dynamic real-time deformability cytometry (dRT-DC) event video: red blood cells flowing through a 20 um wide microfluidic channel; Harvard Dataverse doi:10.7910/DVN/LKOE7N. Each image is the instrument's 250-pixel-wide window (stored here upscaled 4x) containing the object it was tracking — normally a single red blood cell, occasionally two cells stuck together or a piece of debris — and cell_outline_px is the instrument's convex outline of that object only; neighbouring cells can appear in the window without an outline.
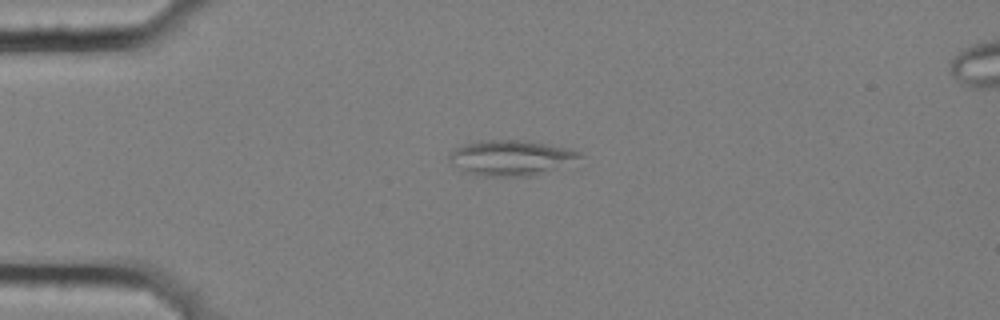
{"species": "common noctule bat (a hibernating species)", "species_latin": "Nyctalus noctula", "temperature_condition": "cold", "stored_images_in_passage": 37, "camera_frame_rate_fps": 3000, "um_per_image_px": 0.085, "animal": {"sex": "female", "body_mass_g": 25.1}, "frame": {"image": 1, "passage_image": 1, "time_ms": 0.0, "image_size_px": [1000, 320], "cell_outline_px": [[584, 156], [536, 176], [484, 176], [460, 172], [448, 160], [448, 152], [456, 148], [480, 140], [520, 140], [548, 144], [568, 148], [580, 152]], "centroid_in_image_um": [43.36, 13.42], "position_along_channel_um": 41.6, "area_um2": 26.88}}
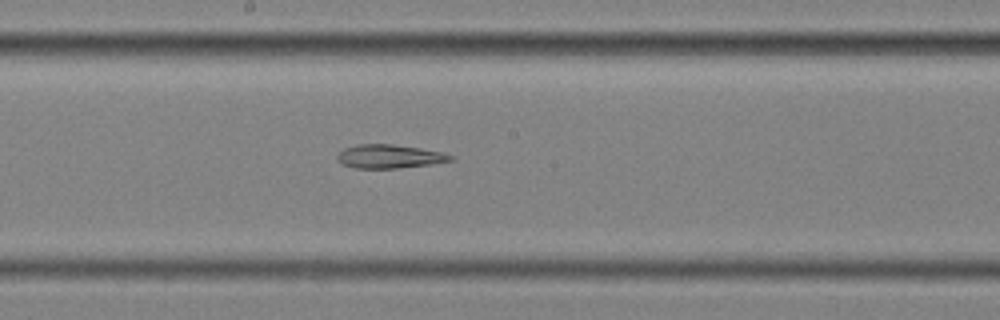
{"frame": {"image": 2, "passage_image": 18, "time_ms": 5.667, "image_size_px": [1000, 320], "cell_outline_px": [[456, 160], [432, 164], [396, 168], [356, 168], [344, 164], [336, 160], [336, 156], [344, 148], [356, 144], [392, 144], [420, 148], [440, 152], [456, 156]], "centroid_in_image_um": [33.13, 13.29], "position_along_channel_um": 215.1, "area_um2": 15.66}}
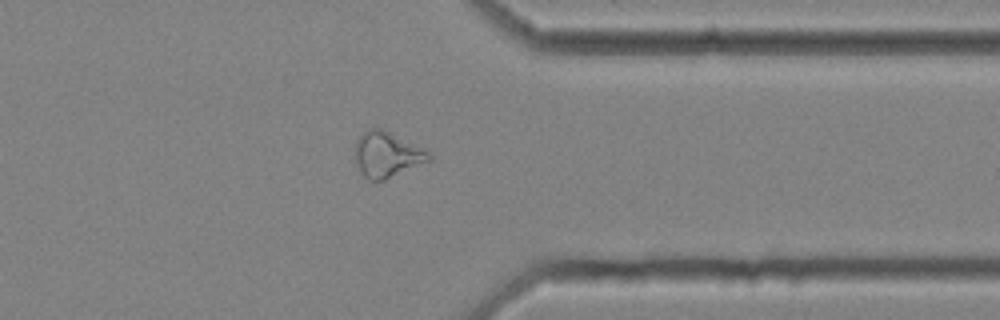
{"frame": {"image": 3, "passage_image": 32, "time_ms": 10.333, "image_size_px": [1000, 320], "cell_outline_px": [[432, 160], [384, 180], [368, 180], [360, 172], [356, 160], [356, 140], [368, 128], [380, 128], [428, 152], [432, 156]], "centroid_in_image_um": [32.87, 13.16], "position_along_channel_um": 378.5, "area_um2": 19.02}, "authors_computed_cell_mechanics": {"area_um2": 16.9354, "velocity_mm_per_s": 3.5824, "shape_relaxation_time_tau1_ms": null, "shape_relaxation_time_tau2_ms": 7.7085, "deformation_change_tau1": null, "deformation_change_tau2": 0.1855}}